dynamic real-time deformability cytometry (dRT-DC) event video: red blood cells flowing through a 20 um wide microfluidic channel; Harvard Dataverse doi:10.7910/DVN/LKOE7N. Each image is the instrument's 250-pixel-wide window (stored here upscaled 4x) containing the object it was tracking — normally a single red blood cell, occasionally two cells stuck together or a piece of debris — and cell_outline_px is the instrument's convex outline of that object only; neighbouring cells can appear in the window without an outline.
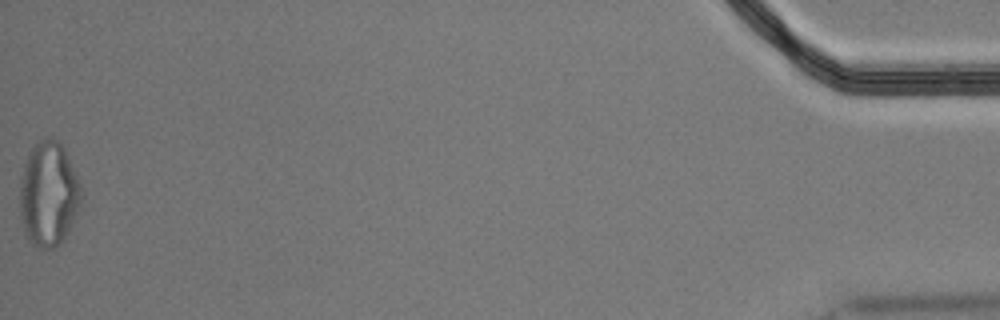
{"species": "Egyptian fruit bat (a non-hibernating species)", "species_latin": "Rousettus aegyptiacus", "temperature_condition": "cold", "stored_images_in_passage": 45, "segment_of_instrument_passage": [2, 2], "camera_frame_rate_fps": 3000, "um_per_image_px": 0.085, "animal": {"sex": "male"}, "frame": {"image": 1, "passage_image": 45, "time_ms": 14.667, "image_size_px": [1000, 320], "cell_outline_px": [[84, 196], [68, 232], [64, 240], [60, 244], [52, 248], [40, 248], [32, 244], [28, 240], [24, 228], [20, 212], [20, 184], [24, 164], [32, 148], [40, 140], [48, 136], [52, 136], [60, 140], [76, 172], [84, 192]], "centroid_in_image_um": [4.16, 16.47], "position_along_channel_um": 431.0, "area_um2": 37.8}}